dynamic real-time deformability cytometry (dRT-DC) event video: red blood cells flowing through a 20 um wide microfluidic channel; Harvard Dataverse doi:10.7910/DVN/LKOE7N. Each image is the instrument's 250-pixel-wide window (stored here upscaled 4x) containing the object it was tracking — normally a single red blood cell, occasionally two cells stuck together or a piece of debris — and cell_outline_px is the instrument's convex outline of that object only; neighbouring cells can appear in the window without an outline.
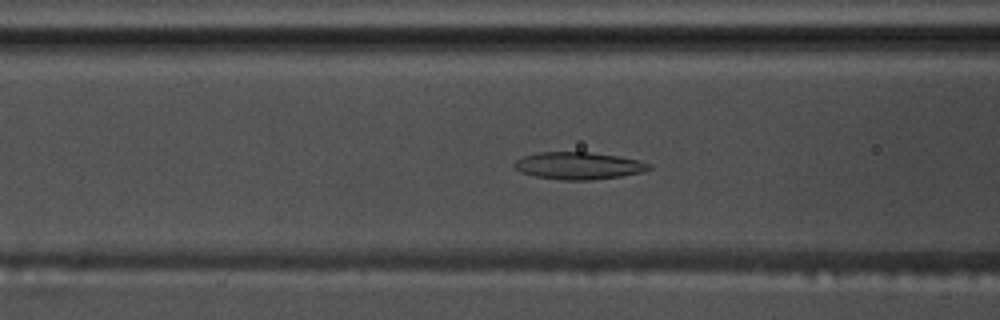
{"species": "common noctule bat (a hibernating species)", "species_latin": "Nyctalus noctula", "temperature_condition": "warm", "stored_images_in_passage": 41, "camera_frame_rate_fps": 3000, "um_per_image_px": 0.085, "animal": {"sex": "male", "body_mass_g": 17.5, "forearm_length_mm": 52.3}, "frame": {"image": 1, "passage_image": 11, "time_ms": 3.333, "image_size_px": [1000, 320], "cell_outline_px": [[652, 168], [640, 172], [620, 176], [592, 180], [560, 180], [536, 176], [520, 172], [512, 168], [512, 164], [516, 160], [524, 156], [536, 152], [588, 152], [620, 156], [640, 160], [652, 164]], "centroid_in_image_um": [49.15, 14.08], "position_along_channel_um": 117.4, "area_um2": 21.56}}
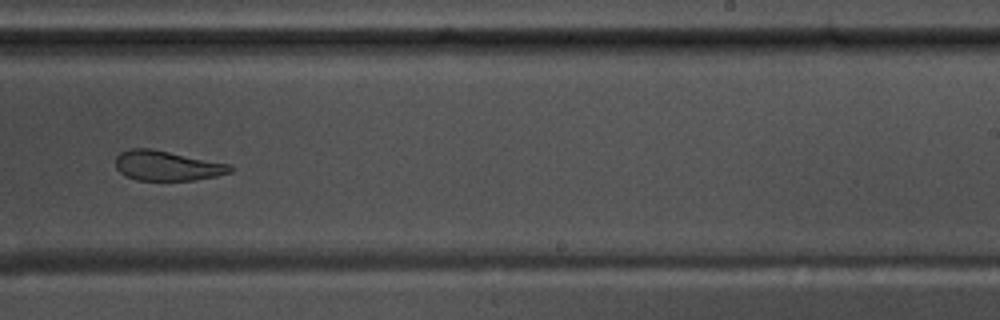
{"frame": {"image": 2, "passage_image": 24, "time_ms": 7.667, "image_size_px": [1000, 320], "cell_outline_px": [[236, 168], [232, 172], [216, 176], [196, 180], [136, 180], [124, 176], [116, 168], [116, 156], [120, 152], [132, 148], [152, 148], [228, 164]], "centroid_in_image_um": [14.19, 14.09], "position_along_channel_um": 274.8, "area_um2": 20.06}}
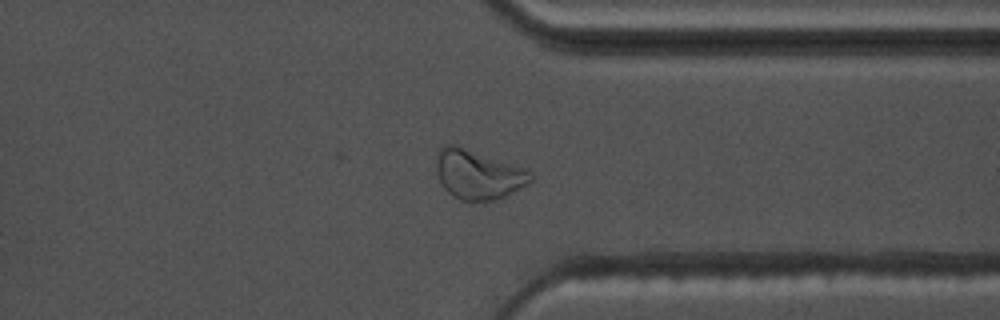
{"frame": {"image": 3, "passage_image": 32, "time_ms": 10.333, "image_size_px": [1000, 320], "cell_outline_px": [[532, 180], [504, 196], [492, 200], [460, 200], [452, 196], [444, 188], [436, 172], [436, 152], [444, 144], [456, 144], [524, 168], [532, 172]], "centroid_in_image_um": [40.57, 14.8], "position_along_channel_um": 370.8, "area_um2": 26.88}, "authors_computed_cell_mechanics": {"area_um2": 21.8484, "velocity_mm_per_s": 3.6433, "shape_relaxation_time_tau1_ms": null, "shape_relaxation_time_tau2_ms": 3.7864, "deformation_change_tau1": null, "deformation_change_tau2": 0.1154}}